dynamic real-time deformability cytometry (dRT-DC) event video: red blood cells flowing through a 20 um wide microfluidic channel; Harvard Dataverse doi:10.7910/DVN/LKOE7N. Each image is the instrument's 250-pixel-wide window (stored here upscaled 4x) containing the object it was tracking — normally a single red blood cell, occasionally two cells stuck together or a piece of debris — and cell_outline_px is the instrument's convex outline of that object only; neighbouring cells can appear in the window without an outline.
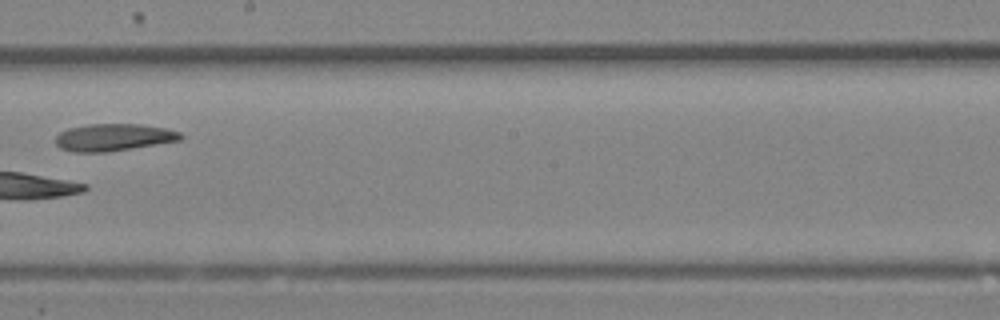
{"species": "Egyptian fruit bat (a non-hibernating species)", "species_latin": "Rousettus aegyptiacus", "temperature_condition": "room temperature", "stored_images_in_passage": 28, "camera_frame_rate_fps": 3000, "um_per_image_px": 0.085, "animal": {"sex": "female"}, "frame": {"image": 1, "passage_image": 16, "time_ms": 5.0, "image_size_px": [1000, 320], "cell_outline_px": [[184, 136], [180, 140], [132, 148], [104, 152], [72, 152], [60, 148], [56, 144], [56, 136], [60, 132], [68, 128], [88, 124], [140, 124], [164, 128], [180, 132]], "centroid_in_image_um": [9.63, 11.67], "position_along_channel_um": 238.6, "area_um2": 19.71}}
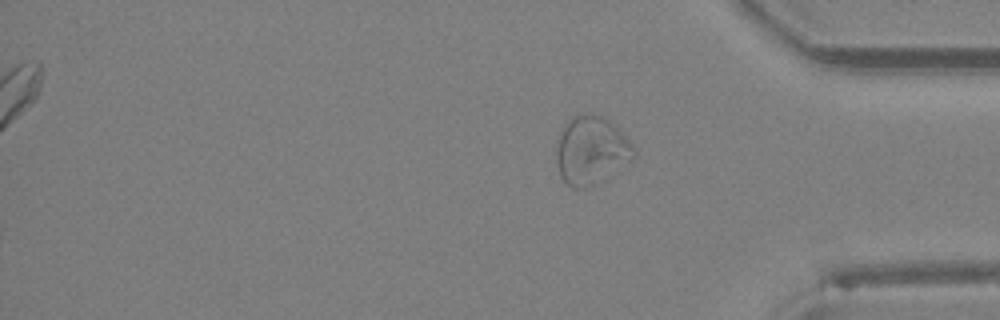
{"frame": {"image": 2, "passage_image": 28, "time_ms": 9.0, "image_size_px": [1000, 320], "cell_outline_px": [[636, 156], [592, 184], [584, 188], [572, 188], [560, 176], [556, 164], [556, 140], [564, 124], [572, 116], [584, 112], [592, 112], [608, 120], [636, 148]], "centroid_in_image_um": [50.18, 12.73], "position_along_channel_um": 385.0, "area_um2": 30.35}}